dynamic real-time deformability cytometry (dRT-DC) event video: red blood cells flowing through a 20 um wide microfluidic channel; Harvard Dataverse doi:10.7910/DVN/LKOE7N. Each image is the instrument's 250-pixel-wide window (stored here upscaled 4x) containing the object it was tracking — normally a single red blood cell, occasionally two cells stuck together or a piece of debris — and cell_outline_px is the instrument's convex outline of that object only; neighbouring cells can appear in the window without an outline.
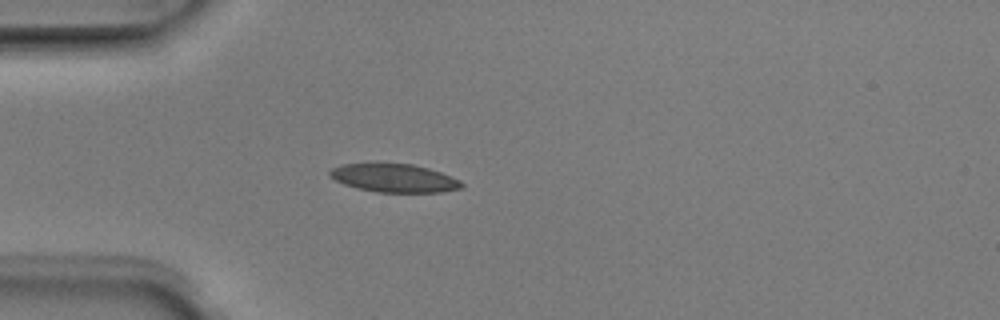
{"species": "Egyptian fruit bat (a non-hibernating species)", "species_latin": "Rousettus aegyptiacus", "temperature_condition": "room temperature", "stored_images_in_passage": 4, "camera_frame_rate_fps": 3000, "um_per_image_px": 0.085, "animal": {"sex": "male"}, "frame": {"image": 1, "passage_image": 3, "time_ms": 0.667, "image_size_px": [1000, 320], "cell_outline_px": [[464, 188], [444, 192], [376, 192], [356, 188], [344, 184], [328, 176], [328, 172], [332, 168], [340, 164], [412, 164], [428, 168], [452, 176], [460, 180], [464, 184]], "centroid_in_image_um": [33.53, 15.15], "position_along_channel_um": 51.5, "area_um2": 21.79}}